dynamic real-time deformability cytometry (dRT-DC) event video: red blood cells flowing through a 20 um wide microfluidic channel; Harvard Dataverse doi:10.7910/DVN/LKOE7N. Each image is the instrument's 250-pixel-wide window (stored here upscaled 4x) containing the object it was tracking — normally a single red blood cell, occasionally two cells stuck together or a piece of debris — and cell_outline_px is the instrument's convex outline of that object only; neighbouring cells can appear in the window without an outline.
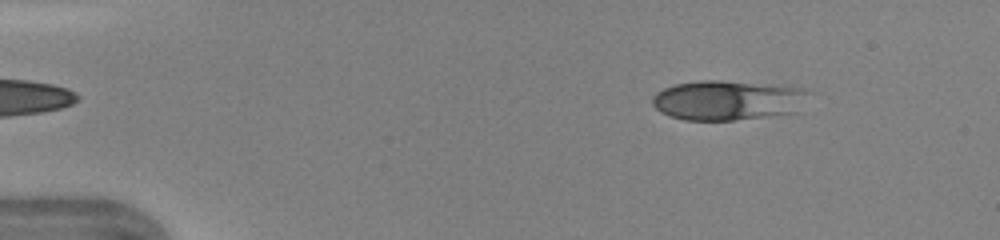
{"species": "human", "species_latin": "Homo sapiens", "temperature_condition": "warm", "stored_images_in_passage": 44, "camera_frame_rate_fps": 3000, "um_per_image_px": 0.085, "donor": {"sex": "female"}, "frame": {"image": 1, "passage_image": 5, "time_ms": 1.333, "image_size_px": [1000, 240], "cell_outline_px": [[816, 92], [796, 112], [772, 116], [732, 120], [684, 120], [660, 112], [652, 104], [652, 96], [656, 92], [664, 88], [676, 84], [700, 80], [720, 80], [792, 84]], "centroid_in_image_um": [62.01, 8.49], "position_along_channel_um": 23.0, "area_um2": 37.51}}
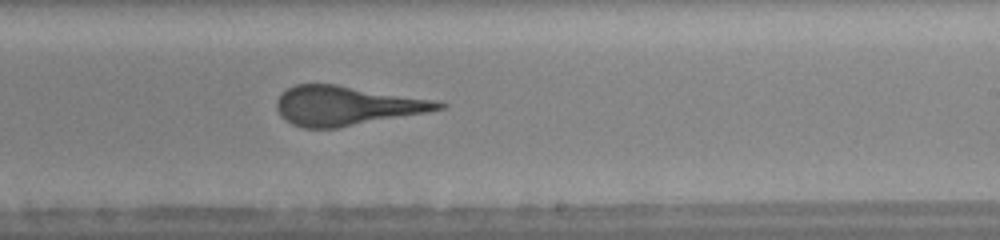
{"frame": {"image": 2, "passage_image": 27, "time_ms": 8.667, "image_size_px": [1000, 240], "cell_outline_px": [[448, 104], [444, 108], [424, 112], [336, 128], [304, 128], [292, 124], [280, 116], [276, 108], [276, 100], [288, 88], [296, 84], [336, 84], [432, 100]], "centroid_in_image_um": [29.37, 8.98], "position_along_channel_um": 259.6, "area_um2": 36.41}}
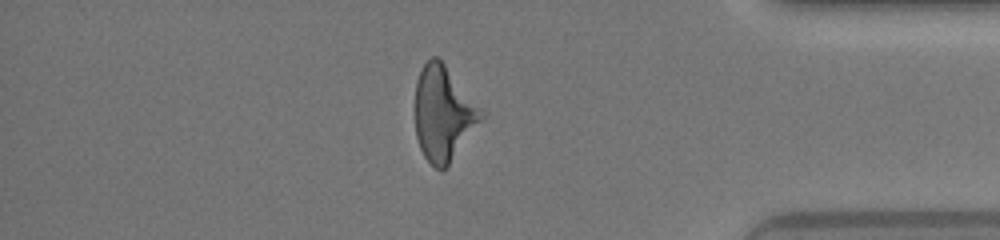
{"frame": {"image": 3, "passage_image": 38, "time_ms": 12.333, "image_size_px": [1000, 240], "cell_outline_px": [[484, 116], [448, 168], [440, 172], [424, 156], [420, 148], [416, 136], [416, 80], [424, 64], [432, 56], [436, 56], [444, 64], [484, 112]], "centroid_in_image_um": [37.68, 9.7], "position_along_channel_um": 397.5, "area_um2": 36.07}, "authors_computed_cell_mechanics": {"area_um2": 37.0787, "velocity_mm_per_s": 4.4137, "shape_relaxation_time_tau1_ms": 3.7553, "shape_relaxation_time_tau2_ms": 0.8174, "deformation_change_tau1": 0.1865, "deformation_change_tau2": 0.0659}}